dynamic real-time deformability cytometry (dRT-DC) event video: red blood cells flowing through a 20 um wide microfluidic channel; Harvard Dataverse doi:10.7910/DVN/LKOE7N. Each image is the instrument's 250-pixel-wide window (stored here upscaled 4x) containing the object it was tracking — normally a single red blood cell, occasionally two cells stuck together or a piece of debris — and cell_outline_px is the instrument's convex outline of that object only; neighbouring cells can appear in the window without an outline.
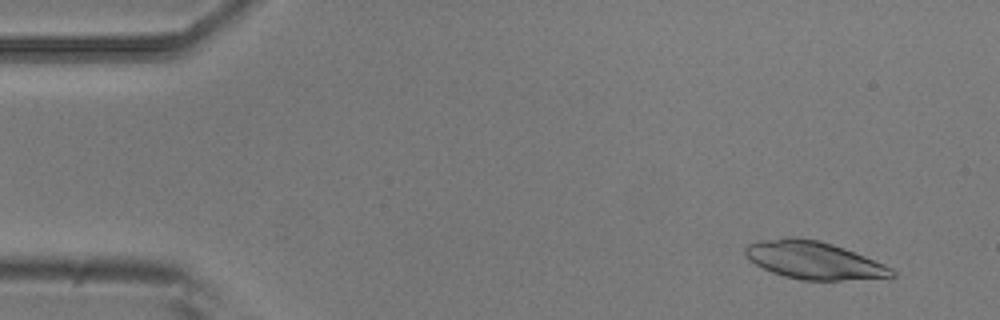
{"species": "common noctule bat (a hibernating species)", "species_latin": "Nyctalus noctula", "temperature_condition": "room temperature", "stored_images_in_passage": 5, "camera_frame_rate_fps": 3000, "um_per_image_px": 0.085, "animal": {"sex": "male", "body_mass_g": 20.5, "forearm_length_mm": 52.5}, "frame": {"image": 1, "passage_image": 2, "time_ms": 0.333, "image_size_px": [1000, 320], "cell_outline_px": [[896, 276], [840, 280], [804, 280], [784, 276], [772, 272], [748, 260], [744, 252], [744, 248], [748, 244], [760, 240], [784, 236], [796, 236], [820, 240], [844, 248], [884, 264], [892, 268], [896, 272]], "centroid_in_image_um": [69.13, 22.09], "position_along_channel_um": 15.9, "area_um2": 32.19}}